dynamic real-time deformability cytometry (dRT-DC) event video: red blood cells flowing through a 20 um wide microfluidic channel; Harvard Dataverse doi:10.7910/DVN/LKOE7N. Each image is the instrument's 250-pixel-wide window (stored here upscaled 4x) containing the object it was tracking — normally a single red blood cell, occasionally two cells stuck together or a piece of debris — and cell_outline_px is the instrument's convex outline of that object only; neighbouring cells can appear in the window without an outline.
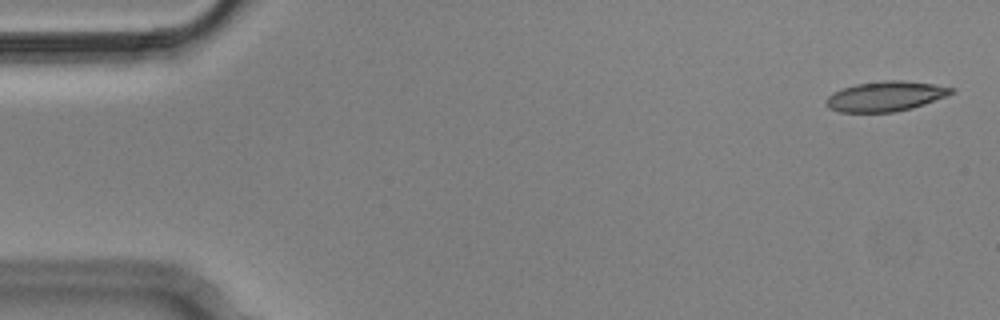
{"species": "Egyptian fruit bat (a non-hibernating species)", "species_latin": "Rousettus aegyptiacus", "temperature_condition": "cold", "stored_images_in_passage": 4, "camera_frame_rate_fps": 3000, "um_per_image_px": 0.085, "animal": {"sex": "male"}, "frame": {"image": 1, "passage_image": 1, "time_ms": 0.0, "image_size_px": [1000, 320], "cell_outline_px": [[956, 92], [948, 96], [912, 108], [892, 112], [840, 112], [828, 108], [824, 104], [824, 100], [832, 92], [840, 88], [856, 84], [884, 80], [904, 80], [932, 84], [956, 88]], "centroid_in_image_um": [75.25, 8.18], "position_along_channel_um": 9.7, "area_um2": 22.2}}